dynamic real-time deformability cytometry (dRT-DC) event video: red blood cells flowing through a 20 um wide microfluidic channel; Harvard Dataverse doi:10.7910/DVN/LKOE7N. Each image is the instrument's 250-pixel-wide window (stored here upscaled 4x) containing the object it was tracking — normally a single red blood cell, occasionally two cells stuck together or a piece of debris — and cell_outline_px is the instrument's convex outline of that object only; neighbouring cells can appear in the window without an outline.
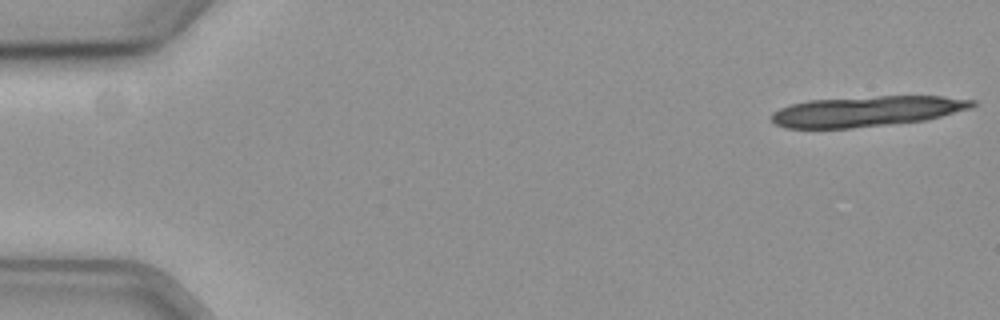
{"species": "common noctule bat (a hibernating species)", "species_latin": "Nyctalus noctula", "temperature_condition": "cold", "stored_images_in_passage": 19, "camera_frame_rate_fps": 3000, "um_per_image_px": 0.085, "animal": {"sex": "female", "body_mass_g": 19.3, "forearm_length_mm": 54.1}, "frame": {"image": 1, "passage_image": 1, "time_ms": 0.0, "image_size_px": [1000, 320], "cell_outline_px": [[976, 104], [968, 108], [940, 116], [924, 120], [852, 128], [784, 128], [776, 124], [772, 120], [772, 112], [780, 108], [792, 104], [808, 100], [880, 96], [940, 96], [976, 100]], "centroid_in_image_um": [73.62, 9.45], "position_along_channel_um": 11.4, "area_um2": 35.2}}